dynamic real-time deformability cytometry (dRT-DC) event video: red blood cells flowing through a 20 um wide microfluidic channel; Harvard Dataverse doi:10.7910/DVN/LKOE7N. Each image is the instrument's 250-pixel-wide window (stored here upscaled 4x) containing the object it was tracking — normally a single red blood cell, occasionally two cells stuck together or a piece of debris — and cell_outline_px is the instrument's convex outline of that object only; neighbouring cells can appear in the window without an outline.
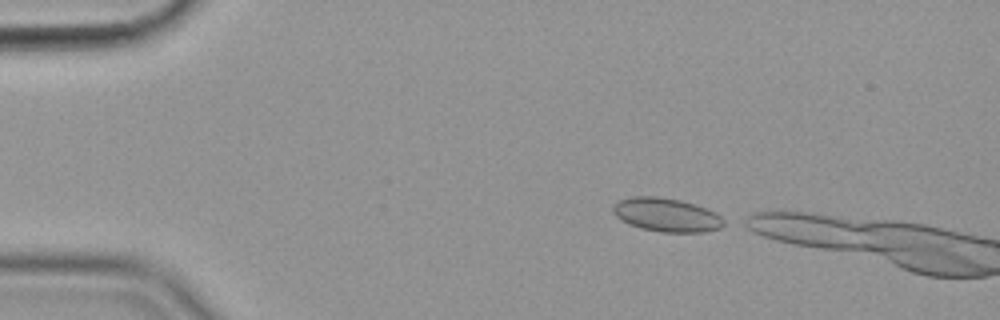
{"species": "common noctule bat (a hibernating species)", "species_latin": "Nyctalus noctula", "temperature_condition": "cold", "stored_images_in_passage": 5, "camera_frame_rate_fps": 3000, "um_per_image_px": 0.085, "animal": {"sex": "female", "body_mass_g": 19.9}, "frame": {"image": 1, "passage_image": 1, "time_ms": 0.0, "image_size_px": [1000, 320], "cell_outline_px": [[728, 224], [720, 228], [704, 232], [660, 232], [640, 228], [628, 224], [620, 220], [612, 212], [612, 204], [620, 200], [632, 196], [656, 196], [680, 200], [696, 204], [716, 212], [728, 220]], "centroid_in_image_um": [56.69, 18.27], "position_along_channel_um": 28.3, "area_um2": 22.25}}